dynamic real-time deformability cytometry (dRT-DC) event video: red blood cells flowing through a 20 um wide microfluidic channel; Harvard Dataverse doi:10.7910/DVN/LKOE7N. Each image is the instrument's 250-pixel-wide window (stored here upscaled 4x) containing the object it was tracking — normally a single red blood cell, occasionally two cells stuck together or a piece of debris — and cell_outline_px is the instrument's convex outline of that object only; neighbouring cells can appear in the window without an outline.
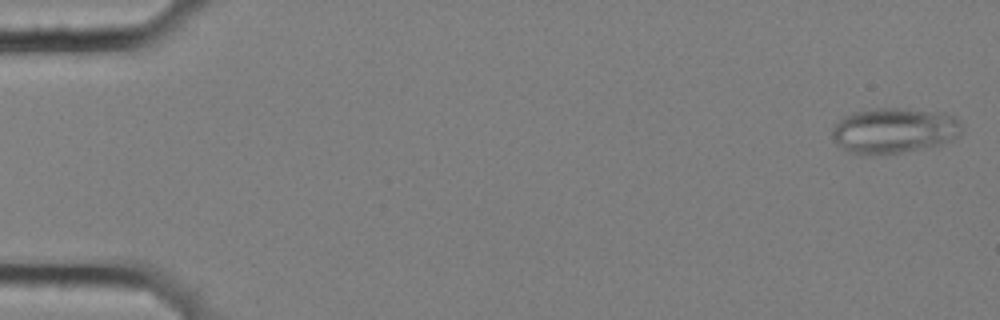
{"species": "common noctule bat (a hibernating species)", "species_latin": "Nyctalus noctula", "temperature_condition": "cold", "stored_images_in_passage": 57, "camera_frame_rate_fps": 3000, "um_per_image_px": 0.085, "animal": {"sex": "female", "body_mass_g": 25.1}, "frame": {"image": 1, "passage_image": 2, "time_ms": 0.333, "image_size_px": [1000, 320], "cell_outline_px": [[964, 128], [960, 136], [952, 140], [940, 144], [900, 152], [872, 156], [856, 156], [840, 148], [836, 144], [832, 136], [832, 128], [844, 116], [856, 112], [872, 108], [900, 108], [944, 112], [956, 116], [960, 120]], "centroid_in_image_um": [76.0, 11.1], "position_along_channel_um": 9.0, "area_um2": 35.03}}
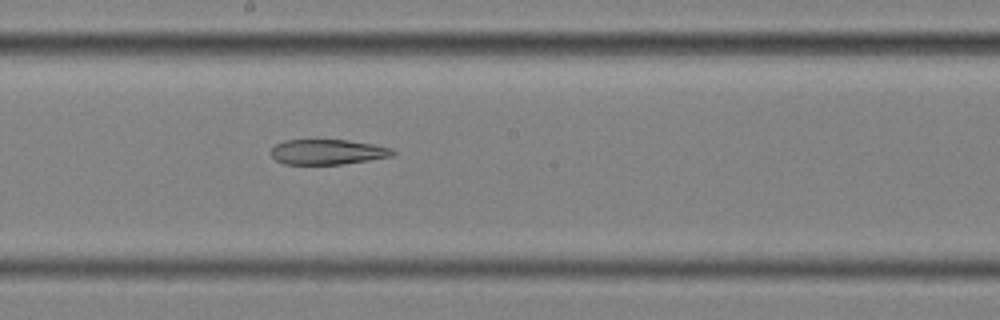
{"frame": {"image": 2, "passage_image": 32, "time_ms": 10.333, "image_size_px": [1000, 320], "cell_outline_px": [[396, 152], [392, 156], [368, 160], [340, 164], [284, 164], [276, 160], [272, 156], [272, 148], [276, 144], [284, 140], [348, 140], [372, 144], [392, 148]], "centroid_in_image_um": [27.85, 12.91], "position_along_channel_um": 220.4, "area_um2": 17.69}}
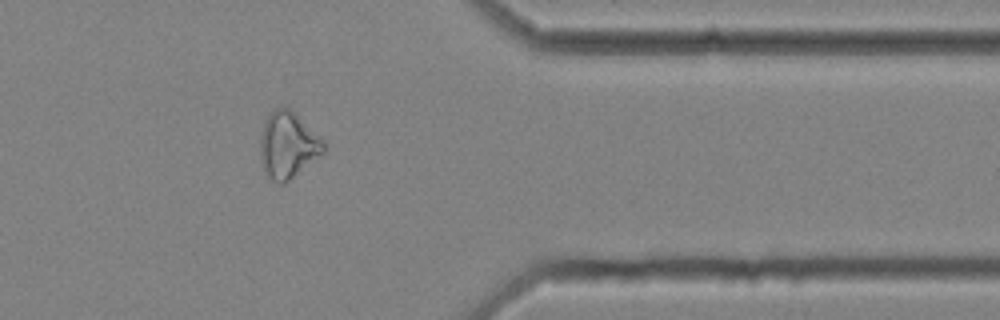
{"frame": {"image": 3, "passage_image": 47, "time_ms": 15.333, "image_size_px": [1000, 320], "cell_outline_px": [[328, 144], [324, 152], [284, 184], [280, 184], [272, 180], [264, 172], [260, 156], [260, 136], [264, 120], [276, 108], [288, 108], [324, 140]], "centroid_in_image_um": [24.46, 12.36], "position_along_channel_um": 386.9, "area_um2": 24.28}}